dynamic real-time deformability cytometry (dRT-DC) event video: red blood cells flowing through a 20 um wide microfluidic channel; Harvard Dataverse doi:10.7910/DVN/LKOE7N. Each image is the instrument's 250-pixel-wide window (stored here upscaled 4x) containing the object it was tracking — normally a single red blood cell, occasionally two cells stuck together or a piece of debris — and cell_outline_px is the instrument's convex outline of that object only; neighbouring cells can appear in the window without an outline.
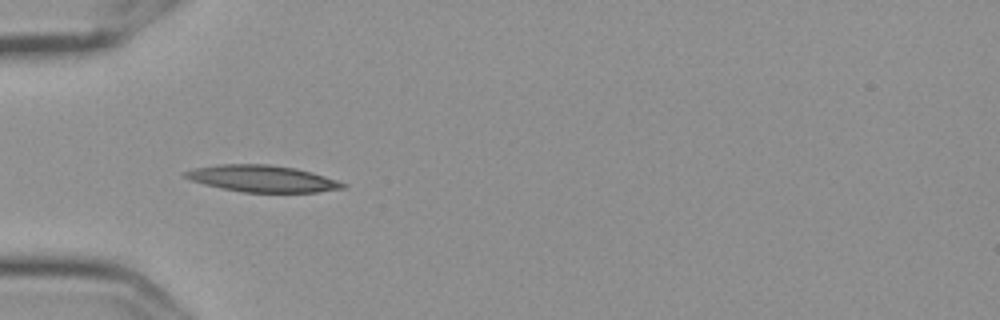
{"species": "Egyptian fruit bat (a non-hibernating species)", "species_latin": "Rousettus aegyptiacus", "temperature_condition": "cold", "stored_images_in_passage": 8, "camera_frame_rate_fps": 3000, "um_per_image_px": 0.085, "frame": {"image": 1, "passage_image": 5, "time_ms": 1.333, "image_size_px": [1000, 320], "cell_outline_px": [[348, 184], [344, 188], [316, 192], [244, 192], [220, 188], [188, 180], [180, 176], [180, 172], [192, 168], [220, 164], [268, 164], [296, 168], [324, 176]], "centroid_in_image_um": [22.19, 15.17], "position_along_channel_um": 62.8, "area_um2": 24.68}}
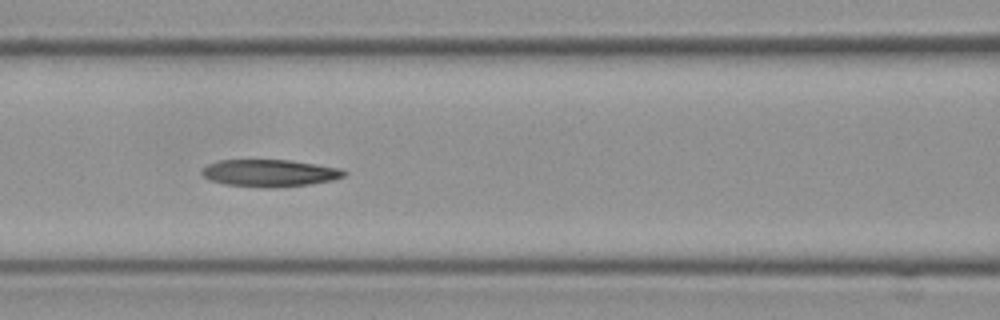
{"frame": {"image": 2, "passage_image": 7, "time_ms": 2.0, "image_size_px": [1000, 320], "cell_outline_px": [[348, 172], [344, 176], [332, 180], [308, 184], [268, 188], [264, 188], [224, 184], [208, 180], [200, 172], [208, 164], [220, 160], [288, 160], [340, 168]], "centroid_in_image_um": [22.89, 14.71], "position_along_channel_um": 143.7, "area_um2": 22.37}}
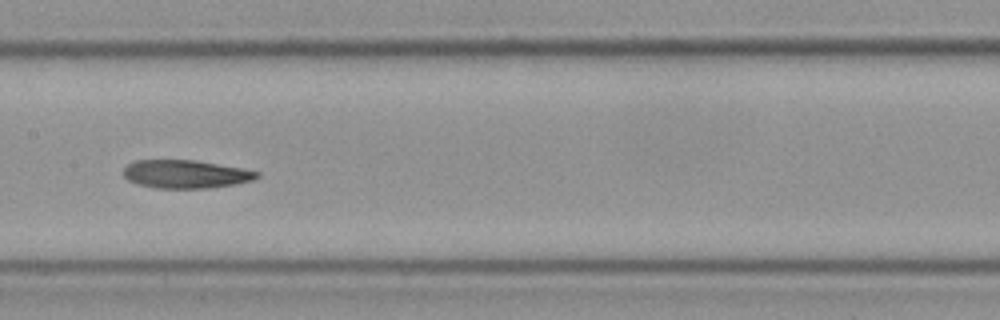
{"frame": {"image": 3, "passage_image": 8, "time_ms": 2.333, "image_size_px": [1000, 320], "cell_outline_px": [[260, 176], [252, 180], [236, 184], [208, 188], [156, 188], [140, 184], [128, 180], [124, 176], [124, 168], [128, 164], [136, 160], [196, 160], [244, 168], [260, 172]], "centroid_in_image_um": [15.82, 14.79], "position_along_channel_um": 191.6, "area_um2": 21.96}}